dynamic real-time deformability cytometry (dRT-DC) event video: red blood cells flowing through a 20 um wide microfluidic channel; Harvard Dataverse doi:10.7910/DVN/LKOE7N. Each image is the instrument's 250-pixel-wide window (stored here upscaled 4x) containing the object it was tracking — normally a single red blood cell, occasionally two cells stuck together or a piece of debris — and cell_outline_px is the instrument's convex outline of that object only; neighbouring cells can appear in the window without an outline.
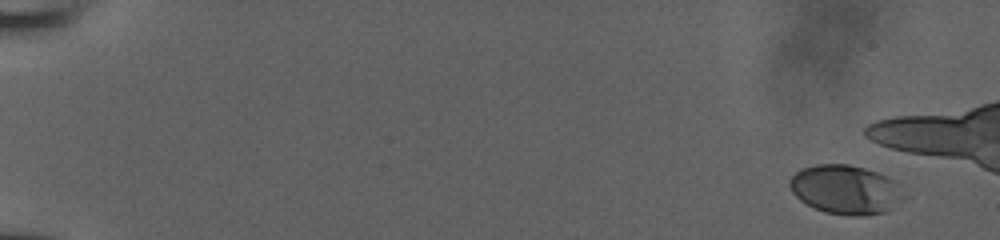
{"species": "human", "species_latin": "Homo sapiens", "temperature_condition": "room temperature", "stored_images_in_passage": 45, "camera_frame_rate_fps": 3000, "um_per_image_px": 0.085, "donor": {"sex": "male"}, "frame": {"image": 1, "passage_image": 1, "time_ms": 0.0, "image_size_px": [1000, 240], "cell_outline_px": [[892, 180], [888, 212], [864, 216], [852, 216], [824, 212], [800, 200], [792, 192], [788, 184], [788, 180], [800, 168], [816, 164], [848, 164], [864, 168], [888, 176]], "centroid_in_image_um": [71.61, 16.09], "position_along_channel_um": 13.4, "area_um2": 30.92}}
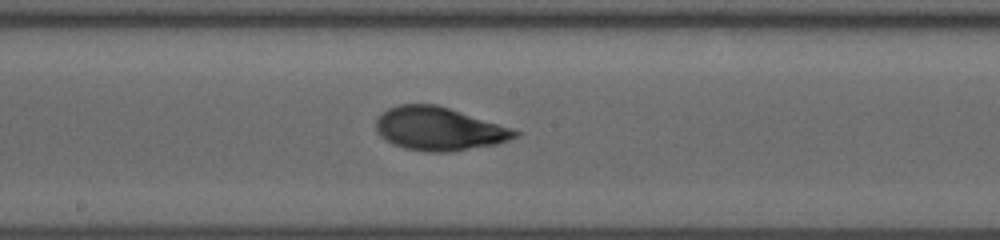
{"frame": {"image": 2, "passage_image": 29, "time_ms": 9.333, "image_size_px": [1000, 240], "cell_outline_px": [[520, 136], [496, 144], [452, 152], [428, 152], [404, 148], [392, 144], [380, 136], [376, 128], [376, 116], [388, 108], [400, 104], [436, 104], [512, 128], [520, 132]], "centroid_in_image_um": [37.29, 10.95], "position_along_channel_um": 210.9, "area_um2": 35.14}}
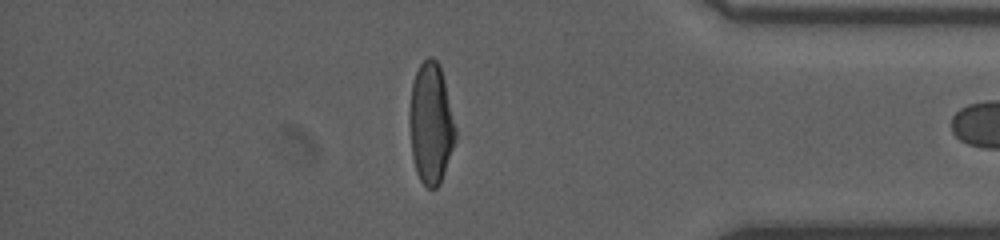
{"frame": {"image": 3, "passage_image": 44, "time_ms": 14.333, "image_size_px": [1000, 240], "cell_outline_px": [[456, 140], [440, 184], [436, 188], [428, 188], [420, 180], [416, 172], [412, 156], [408, 124], [408, 112], [412, 84], [416, 72], [420, 64], [428, 56], [432, 56], [440, 64], [456, 128]], "centroid_in_image_um": [36.61, 10.5], "position_along_channel_um": 398.6, "area_um2": 32.77}}